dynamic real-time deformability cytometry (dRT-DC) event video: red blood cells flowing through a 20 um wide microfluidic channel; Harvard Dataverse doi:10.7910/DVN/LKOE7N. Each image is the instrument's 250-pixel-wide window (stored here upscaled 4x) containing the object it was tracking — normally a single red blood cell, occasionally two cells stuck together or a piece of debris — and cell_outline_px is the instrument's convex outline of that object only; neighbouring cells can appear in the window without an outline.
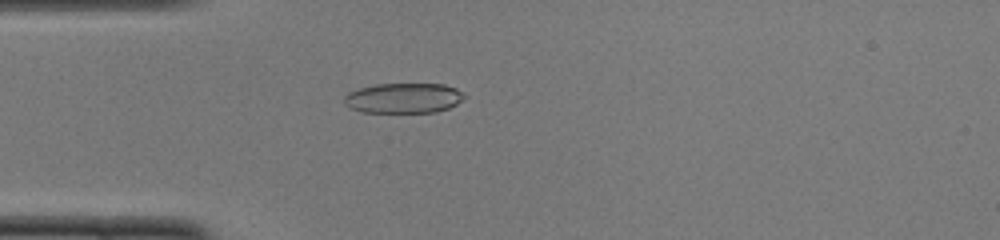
{"species": "common noctule bat (a hibernating species)", "species_latin": "Nyctalus noctula", "temperature_condition": "cold", "stored_images_in_passage": 29, "camera_frame_rate_fps": 3000, "um_per_image_px": 0.085, "animal": {"sex": "female", "body_mass_g": 22.0, "forearm_length_mm": 56.7}, "frame": {"image": 1, "passage_image": 6, "time_ms": 1.667, "image_size_px": [1000, 240], "cell_outline_px": [[464, 96], [456, 104], [448, 108], [436, 112], [364, 112], [352, 108], [344, 104], [344, 96], [348, 92], [360, 88], [376, 84], [444, 84], [456, 88], [464, 92]], "centroid_in_image_um": [34.3, 8.33], "position_along_channel_um": 50.7, "area_um2": 20.98}}
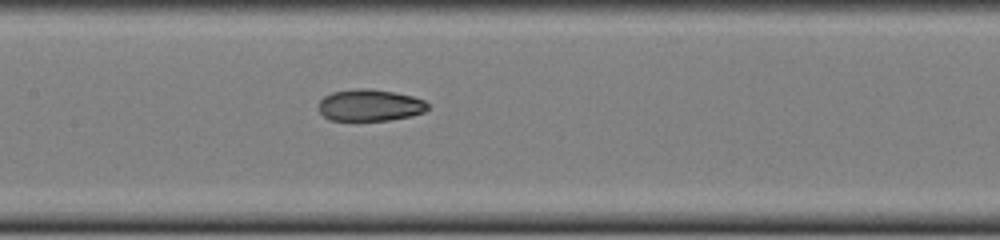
{"frame": {"image": 2, "passage_image": 16, "time_ms": 5.0, "image_size_px": [1000, 240], "cell_outline_px": [[428, 108], [424, 112], [412, 116], [388, 120], [328, 120], [320, 112], [320, 100], [324, 96], [332, 92], [360, 88], [368, 88], [392, 92], [412, 96], [424, 100], [428, 104]], "centroid_in_image_um": [31.45, 8.95], "position_along_channel_um": 176.0, "area_um2": 20.06}}
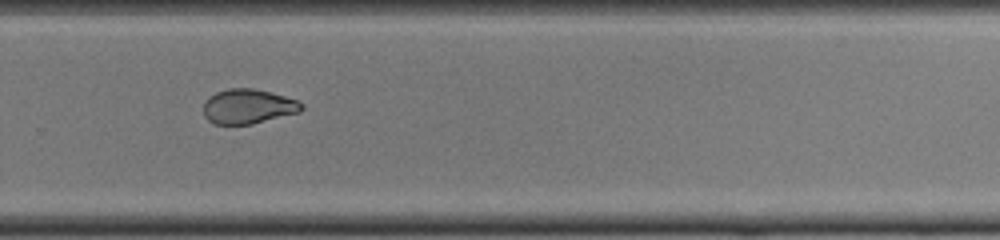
{"frame": {"image": 3, "passage_image": 26, "time_ms": 8.333, "image_size_px": [1000, 240], "cell_outline_px": [[304, 108], [300, 112], [252, 124], [216, 124], [208, 120], [204, 116], [204, 100], [216, 92], [228, 88], [252, 88], [272, 92], [296, 100], [304, 104]], "centroid_in_image_um": [21.09, 9.04], "position_along_channel_um": 308.7, "area_um2": 19.88}}